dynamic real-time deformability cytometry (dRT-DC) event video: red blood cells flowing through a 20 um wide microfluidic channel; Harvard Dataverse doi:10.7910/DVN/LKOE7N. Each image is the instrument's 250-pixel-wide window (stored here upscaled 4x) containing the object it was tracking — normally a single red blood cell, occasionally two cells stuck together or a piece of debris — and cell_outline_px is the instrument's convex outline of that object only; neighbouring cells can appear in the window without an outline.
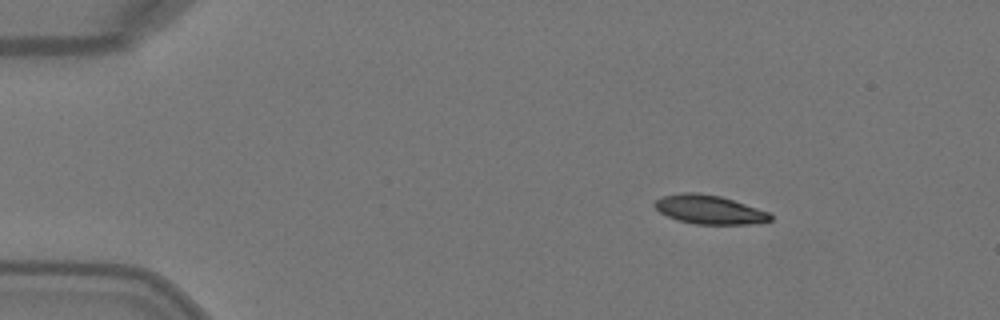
{"species": "Egyptian fruit bat (a non-hibernating species)", "species_latin": "Rousettus aegyptiacus", "temperature_condition": "warm", "stored_images_in_passage": 3, "camera_frame_rate_fps": 3000, "um_per_image_px": 0.085, "animal": {"sex": "female"}, "frame": {"image": 1, "passage_image": 1, "time_ms": 0.0, "image_size_px": [1000, 320], "cell_outline_px": [[772, 220], [760, 224], [696, 224], [676, 220], [660, 212], [652, 204], [656, 200], [664, 196], [684, 192], [696, 192], [720, 196], [772, 212]], "centroid_in_image_um": [60.35, 17.82], "position_along_channel_um": 24.7, "area_um2": 19.65}}